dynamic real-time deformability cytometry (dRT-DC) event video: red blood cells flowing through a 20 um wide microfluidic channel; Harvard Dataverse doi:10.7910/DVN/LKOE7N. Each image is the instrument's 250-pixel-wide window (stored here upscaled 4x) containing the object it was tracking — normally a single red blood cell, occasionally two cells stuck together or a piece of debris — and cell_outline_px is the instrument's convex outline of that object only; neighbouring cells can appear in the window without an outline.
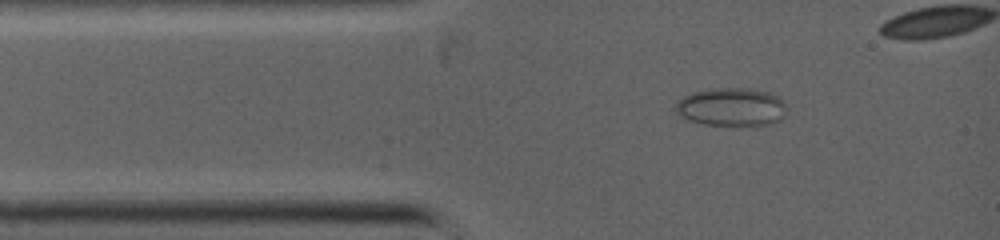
{"species": "common noctule bat (a hibernating species)", "species_latin": "Nyctalus noctula", "temperature_condition": "warm", "stored_images_in_passage": 4, "camera_frame_rate_fps": 5000, "um_per_image_px": 0.085, "animal": {"sex": "female", "body_mass_g": 19.0, "forearm_length_mm": 53.3}, "frame": {"image": 1, "passage_image": 2, "time_ms": 0.8, "image_size_px": [1000, 240], "cell_outline_px": [[788, 108], [784, 116], [780, 120], [772, 124], [704, 124], [688, 120], [680, 116], [676, 112], [676, 104], [684, 96], [692, 92], [712, 88], [744, 88], [768, 92], [776, 96]], "centroid_in_image_um": [62.17, 9.08], "position_along_channel_um": 22.8, "area_um2": 24.39}}